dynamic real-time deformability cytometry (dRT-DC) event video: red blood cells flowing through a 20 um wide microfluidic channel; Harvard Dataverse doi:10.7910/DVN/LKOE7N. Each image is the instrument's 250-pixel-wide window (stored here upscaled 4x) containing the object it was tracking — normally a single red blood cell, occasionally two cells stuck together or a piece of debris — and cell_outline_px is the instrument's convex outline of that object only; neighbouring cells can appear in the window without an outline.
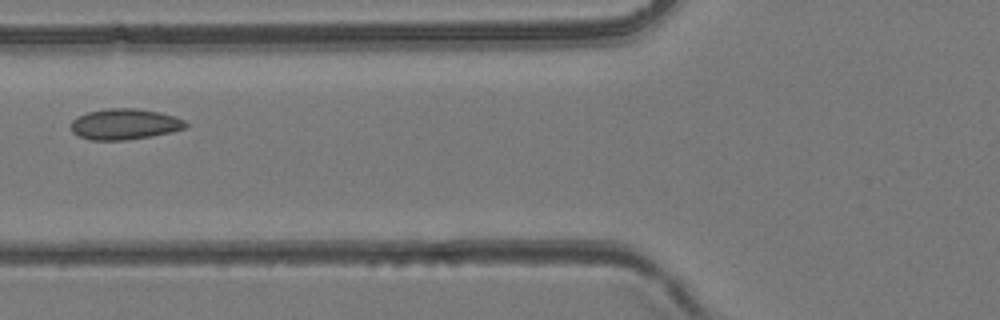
{"species": "common noctule bat (a hibernating species)", "species_latin": "Nyctalus noctula", "temperature_condition": "room temperature", "stored_images_in_passage": 39, "camera_frame_rate_fps": 3000, "um_per_image_px": 0.085, "animal": {"sex": "female", "body_mass_g": 24.6, "forearm_length_mm": 56.2}, "frame": {"image": 1, "passage_image": 12, "time_ms": 3.667, "image_size_px": [1000, 320], "cell_outline_px": [[188, 124], [184, 128], [172, 132], [152, 136], [124, 140], [88, 140], [72, 132], [72, 120], [88, 112], [108, 108], [136, 108], [160, 112], [176, 116], [184, 120]], "centroid_in_image_um": [10.63, 10.55], "position_along_channel_um": 115.2, "area_um2": 20.58}}
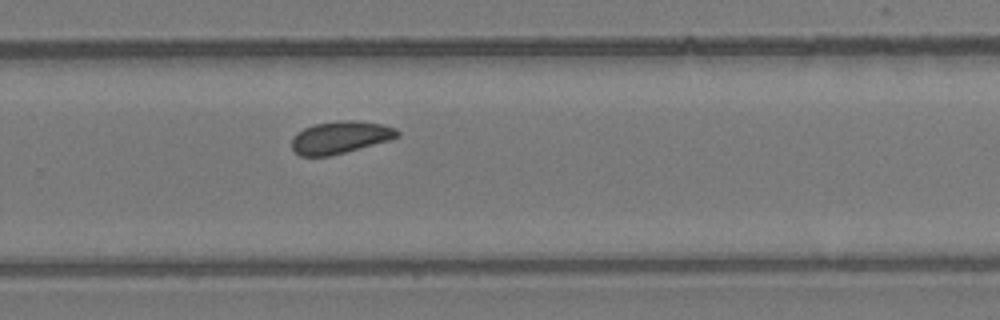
{"frame": {"image": 2, "passage_image": 24, "time_ms": 7.667, "image_size_px": [1000, 320], "cell_outline_px": [[400, 136], [388, 140], [332, 156], [300, 156], [292, 148], [292, 140], [296, 132], [312, 124], [344, 120], [352, 120], [384, 124], [396, 128], [400, 132]], "centroid_in_image_um": [28.92, 11.67], "position_along_channel_um": 300.9, "area_um2": 19.94}}
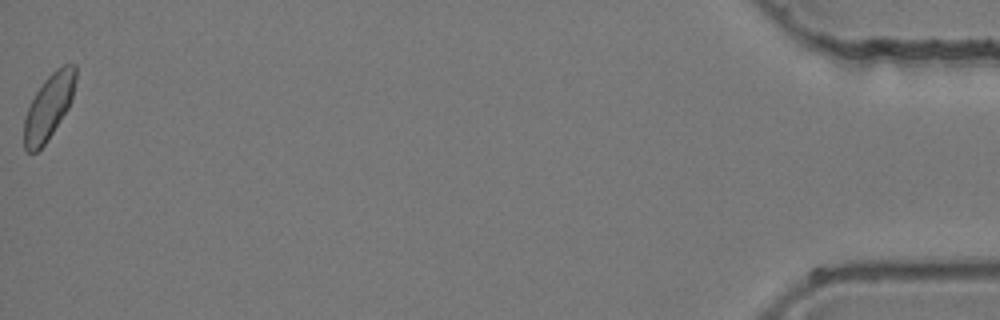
{"frame": {"image": 3, "passage_image": 39, "time_ms": 12.667, "image_size_px": [1000, 320], "cell_outline_px": [[76, 80], [72, 96], [68, 108], [48, 140], [36, 152], [28, 152], [24, 148], [24, 120], [28, 108], [36, 92], [44, 80], [56, 68], [64, 64], [76, 64]], "centroid_in_image_um": [4.15, 9.06], "position_along_channel_um": 431.1, "area_um2": 19.36}}